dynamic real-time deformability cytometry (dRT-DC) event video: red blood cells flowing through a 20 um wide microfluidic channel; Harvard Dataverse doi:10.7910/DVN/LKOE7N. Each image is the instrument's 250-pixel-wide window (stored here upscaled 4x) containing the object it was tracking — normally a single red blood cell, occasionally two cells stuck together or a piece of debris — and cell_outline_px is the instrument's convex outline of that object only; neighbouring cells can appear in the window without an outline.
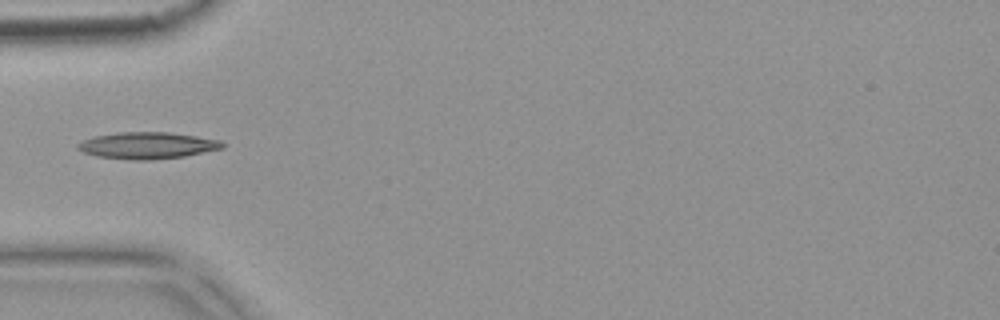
{"species": "common noctule bat (a hibernating species)", "species_latin": "Nyctalus noctula", "temperature_condition": "warm", "stored_images_in_passage": 1, "camera_frame_rate_fps": 3000, "um_per_image_px": 0.085, "animal": {"sex": "female", "body_mass_g": 18.4}, "frame": {"image": 1, "passage_image": 1, "time_ms": 0.0, "image_size_px": [1000, 320], "cell_outline_px": [[224, 148], [184, 156], [148, 160], [132, 160], [96, 156], [84, 152], [76, 148], [76, 144], [92, 136], [120, 132], [168, 132], [196, 136], [220, 140], [224, 144]], "centroid_in_image_um": [12.5, 12.36], "position_along_channel_um": 72.5, "area_um2": 22.43}}